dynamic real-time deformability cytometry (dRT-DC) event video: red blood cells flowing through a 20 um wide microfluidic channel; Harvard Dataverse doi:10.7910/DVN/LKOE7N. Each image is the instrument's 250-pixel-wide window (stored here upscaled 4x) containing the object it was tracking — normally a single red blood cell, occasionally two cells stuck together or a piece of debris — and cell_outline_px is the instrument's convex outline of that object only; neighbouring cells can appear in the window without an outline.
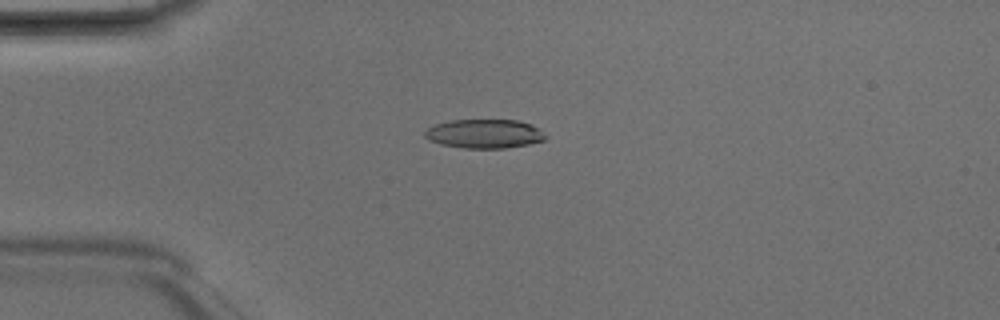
{"species": "Egyptian fruit bat (a non-hibernating species)", "species_latin": "Rousettus aegyptiacus", "temperature_condition": "room temperature", "stored_images_in_passage": 5, "camera_frame_rate_fps": 3000, "um_per_image_px": 0.085, "animal": {"sex": "male"}, "frame": {"image": 1, "passage_image": 4, "time_ms": 1.0, "image_size_px": [1000, 320], "cell_outline_px": [[548, 136], [544, 140], [528, 144], [504, 148], [464, 148], [440, 144], [428, 140], [424, 136], [424, 128], [436, 124], [452, 120], [516, 120], [532, 124], [540, 128]], "centroid_in_image_um": [41.17, 11.36], "position_along_channel_um": 43.8, "area_um2": 20.58}}